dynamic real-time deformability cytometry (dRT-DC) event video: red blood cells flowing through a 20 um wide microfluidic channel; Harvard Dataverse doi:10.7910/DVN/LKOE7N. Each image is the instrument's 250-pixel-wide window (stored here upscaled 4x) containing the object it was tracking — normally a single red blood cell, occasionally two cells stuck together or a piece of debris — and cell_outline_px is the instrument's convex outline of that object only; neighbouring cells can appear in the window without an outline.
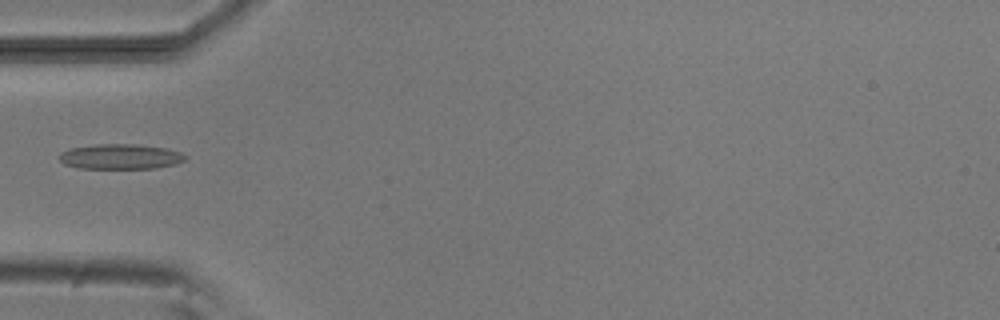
{"species": "common noctule bat (a hibernating species)", "species_latin": "Nyctalus noctula", "temperature_condition": "room temperature", "stored_images_in_passage": 5, "camera_frame_rate_fps": 3000, "um_per_image_px": 0.085, "animal": {"sex": "male", "body_mass_g": 20.5, "forearm_length_mm": 52.5}, "frame": {"image": 1, "passage_image": 4, "time_ms": 4.333, "image_size_px": [1000, 320], "cell_outline_px": [[188, 156], [184, 160], [176, 164], [156, 168], [80, 168], [64, 164], [60, 160], [60, 152], [68, 148], [96, 144], [136, 144], [168, 148], [180, 152]], "centroid_in_image_um": [10.25, 13.3], "position_along_channel_um": 74.8, "area_um2": 18.55}}
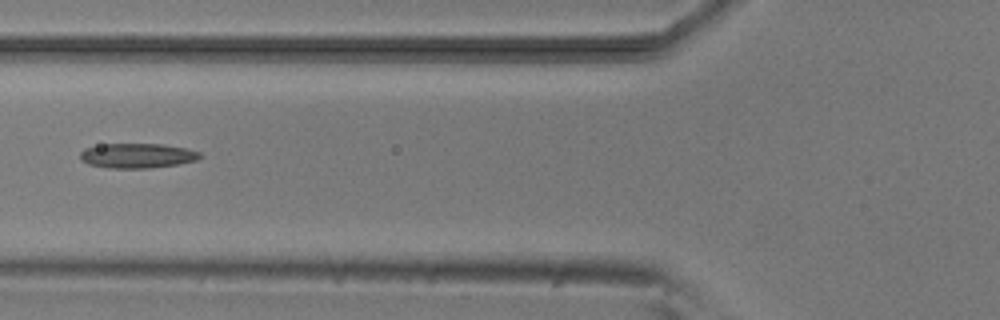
{"frame": {"image": 2, "passage_image": 5, "time_ms": 5.333, "image_size_px": [1000, 320], "cell_outline_px": [[204, 156], [196, 160], [176, 164], [148, 168], [108, 168], [88, 164], [80, 160], [80, 152], [84, 148], [100, 144], [164, 144], [184, 148], [200, 152]], "centroid_in_image_um": [11.63, 13.23], "position_along_channel_um": 114.2, "area_um2": 17.34}}